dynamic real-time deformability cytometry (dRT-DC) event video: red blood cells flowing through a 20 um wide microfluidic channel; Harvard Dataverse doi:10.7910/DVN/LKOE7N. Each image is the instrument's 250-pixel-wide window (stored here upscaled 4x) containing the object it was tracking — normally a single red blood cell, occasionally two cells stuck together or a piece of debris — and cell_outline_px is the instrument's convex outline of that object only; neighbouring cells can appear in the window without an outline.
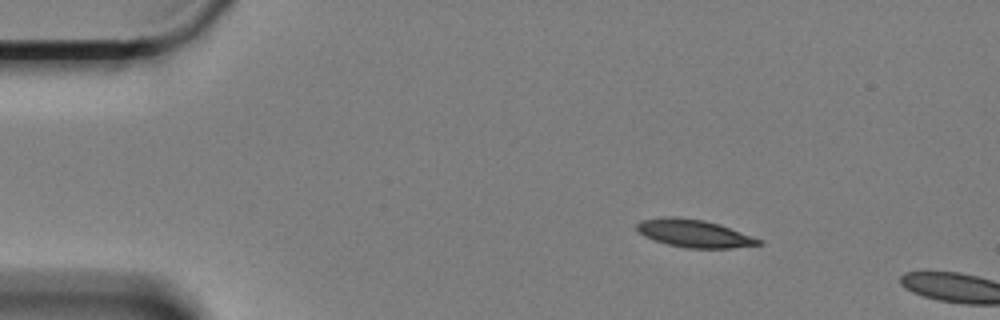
{"species": "Egyptian fruit bat (a non-hibernating species)", "species_latin": "Rousettus aegyptiacus", "temperature_condition": "cold", "stored_images_in_passage": 4, "camera_frame_rate_fps": 3000, "um_per_image_px": 0.085, "animal": {"sex": "female"}, "frame": {"image": 1, "passage_image": 1, "time_ms": 0.0, "image_size_px": [1000, 320], "cell_outline_px": [[764, 244], [728, 248], [688, 248], [668, 244], [644, 236], [636, 228], [636, 224], [644, 220], [664, 216], [672, 216], [704, 220], [720, 224], [760, 240]], "centroid_in_image_um": [58.98, 19.83], "position_along_channel_um": 26.0, "area_um2": 19.31}}